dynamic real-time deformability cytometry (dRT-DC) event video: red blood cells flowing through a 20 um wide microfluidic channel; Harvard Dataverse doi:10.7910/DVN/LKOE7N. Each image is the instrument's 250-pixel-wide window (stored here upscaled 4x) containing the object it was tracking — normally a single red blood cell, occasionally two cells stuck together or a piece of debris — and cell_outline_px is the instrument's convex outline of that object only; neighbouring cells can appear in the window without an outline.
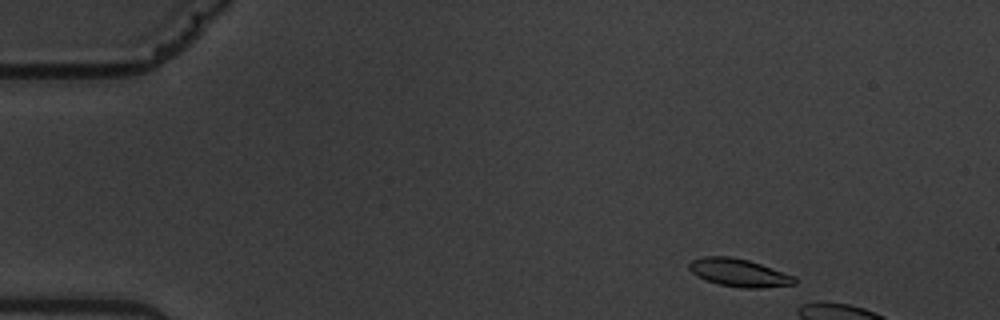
{"species": "common noctule bat (a hibernating species)", "species_latin": "Nyctalus noctula", "temperature_condition": "warm", "stored_images_in_passage": 3, "camera_frame_rate_fps": 3000, "um_per_image_px": 0.085, "animal": {"sex": "male", "body_mass_g": 19.5, "forearm_length_mm": 54.6}, "frame": {"image": 1, "passage_image": 1, "time_ms": 0.0, "image_size_px": [1000, 320], "cell_outline_px": [[796, 284], [760, 288], [740, 288], [720, 284], [704, 280], [696, 276], [688, 268], [688, 264], [692, 260], [704, 256], [732, 256], [748, 260], [796, 276]], "centroid_in_image_um": [62.8, 23.18], "position_along_channel_um": 22.2, "area_um2": 17.22}}